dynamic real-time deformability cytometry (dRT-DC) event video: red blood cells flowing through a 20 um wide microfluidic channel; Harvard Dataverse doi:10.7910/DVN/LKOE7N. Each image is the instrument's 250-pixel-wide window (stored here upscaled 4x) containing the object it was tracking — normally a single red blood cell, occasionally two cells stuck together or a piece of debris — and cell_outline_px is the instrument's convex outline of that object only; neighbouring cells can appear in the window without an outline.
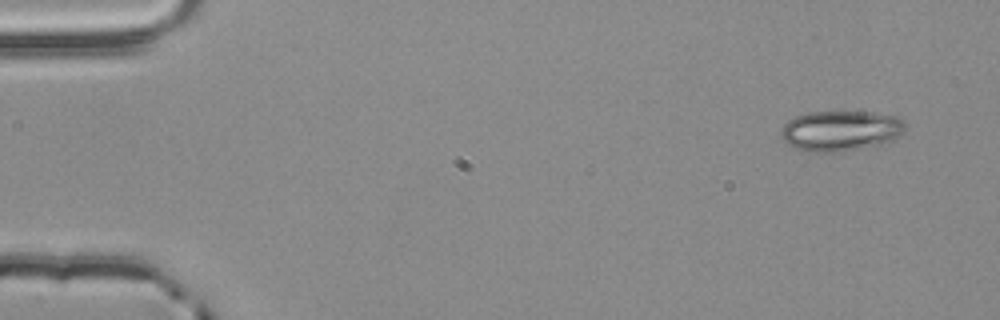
{"species": "common noctule bat (a hibernating species)", "species_latin": "Nyctalus noctula", "temperature_condition": "room temperature", "stored_images_in_passage": 4, "camera_frame_rate_fps": 3000, "um_per_image_px": 0.085, "animal": {"sex": "male", "body_mass_g": 20.4}, "frame": {"image": 1, "passage_image": 1, "time_ms": 0.0, "image_size_px": [1000, 320], "cell_outline_px": [[904, 132], [892, 140], [880, 144], [840, 152], [812, 152], [796, 148], [784, 144], [780, 132], [780, 128], [788, 120], [796, 116], [808, 112], [872, 112], [900, 116], [904, 120]], "centroid_in_image_um": [71.43, 11.11], "position_along_channel_um": 13.6, "area_um2": 29.48}}